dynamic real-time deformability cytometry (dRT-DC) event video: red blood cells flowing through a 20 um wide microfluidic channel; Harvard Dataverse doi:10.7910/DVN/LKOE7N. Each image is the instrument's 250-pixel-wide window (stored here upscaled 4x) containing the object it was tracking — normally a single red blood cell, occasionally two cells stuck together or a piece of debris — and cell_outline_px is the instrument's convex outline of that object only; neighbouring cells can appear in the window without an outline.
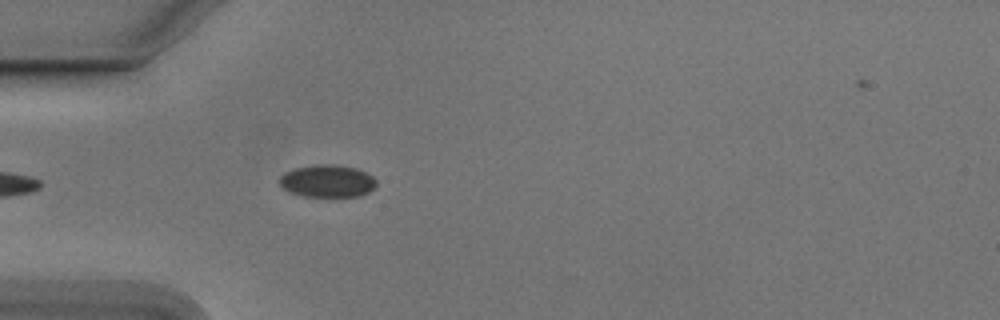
{"species": "Egyptian fruit bat (a non-hibernating species)", "species_latin": "Rousettus aegyptiacus", "temperature_condition": "cold", "stored_images_in_passage": 28, "camera_frame_rate_fps": 3000, "um_per_image_px": 0.085, "animal": {"sex": "male"}, "frame": {"image": 1, "passage_image": 5, "time_ms": 1.333, "image_size_px": [1000, 320], "cell_outline_px": [[376, 184], [368, 192], [360, 196], [304, 196], [288, 192], [280, 184], [280, 176], [284, 172], [296, 168], [312, 164], [336, 164], [356, 168], [372, 176], [376, 180]], "centroid_in_image_um": [27.81, 15.37], "position_along_channel_um": 57.2, "area_um2": 18.26}}
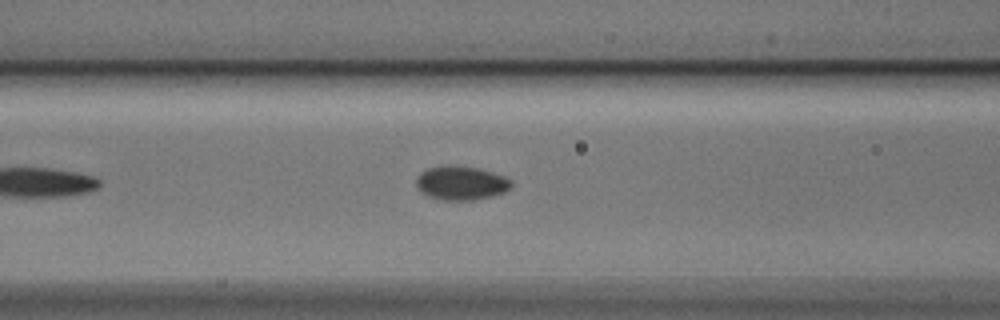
{"frame": {"image": 2, "passage_image": 11, "time_ms": 3.333, "image_size_px": [1000, 320], "cell_outline_px": [[512, 188], [504, 192], [492, 196], [472, 200], [444, 200], [428, 196], [420, 192], [416, 184], [416, 176], [420, 172], [428, 168], [440, 164], [456, 164], [480, 168], [504, 176], [512, 180]], "centroid_in_image_um": [39.18, 15.52], "position_along_channel_um": 127.4, "area_um2": 19.31}}
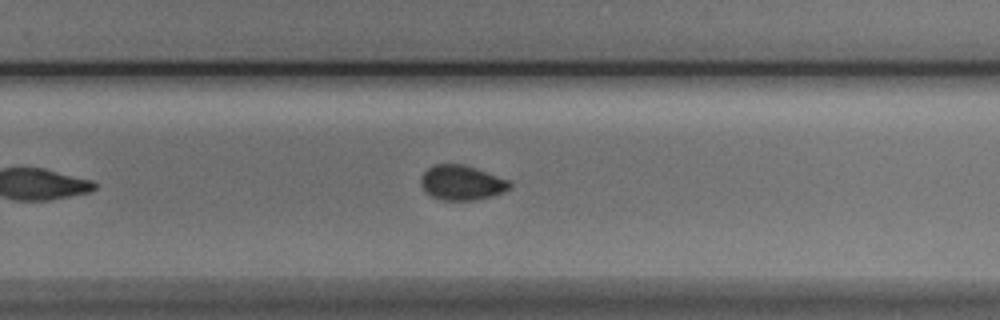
{"frame": {"image": 3, "passage_image": 24, "time_ms": 7.667, "image_size_px": [1000, 320], "cell_outline_px": [[512, 188], [504, 192], [492, 196], [476, 200], [444, 200], [432, 196], [420, 184], [420, 176], [432, 164], [464, 164], [476, 168], [508, 180], [512, 184]], "centroid_in_image_um": [39.26, 15.52], "position_along_channel_um": 290.5, "area_um2": 18.03}}